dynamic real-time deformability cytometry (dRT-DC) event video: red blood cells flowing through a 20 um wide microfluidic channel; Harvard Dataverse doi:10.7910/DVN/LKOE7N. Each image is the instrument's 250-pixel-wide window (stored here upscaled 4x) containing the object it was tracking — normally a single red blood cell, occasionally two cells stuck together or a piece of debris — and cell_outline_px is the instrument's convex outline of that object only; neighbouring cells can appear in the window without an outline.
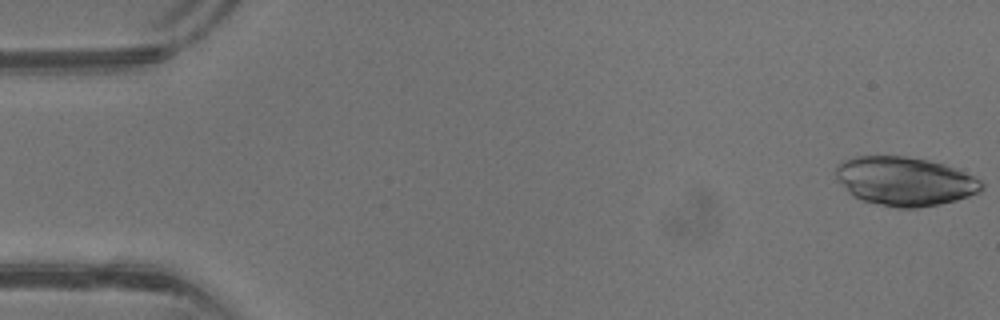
{"species": "common noctule bat (a hibernating species)", "species_latin": "Nyctalus noctula", "temperature_condition": "warm", "stored_images_in_passage": 40, "camera_frame_rate_fps": 3000, "um_per_image_px": 0.085, "animal": {"sex": "male", "body_mass_g": 13.3}, "frame": {"image": 1, "passage_image": 1, "time_ms": 0.0, "image_size_px": [1000, 320], "cell_outline_px": [[984, 188], [980, 192], [956, 200], [940, 204], [916, 208], [896, 208], [860, 200], [852, 196], [848, 192], [836, 176], [836, 164], [844, 160], [856, 156], [904, 156], [928, 160], [952, 168], [972, 176], [980, 180], [984, 184]], "centroid_in_image_um": [76.88, 15.42], "position_along_channel_um": 8.1, "area_um2": 41.27}}
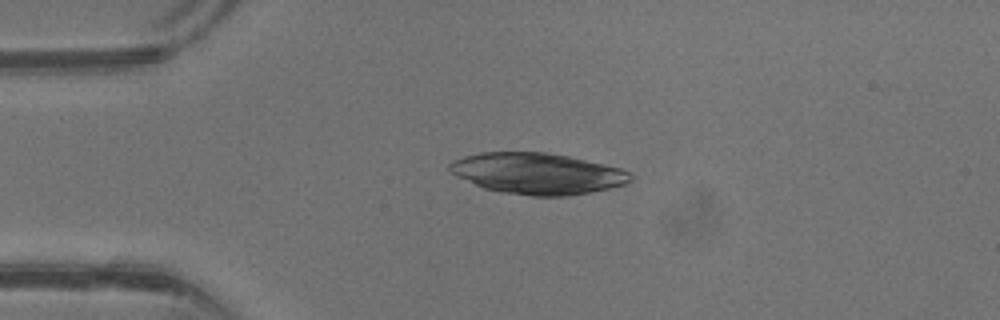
{"frame": {"image": 2, "passage_image": 10, "time_ms": 3.0, "image_size_px": [1000, 320], "cell_outline_px": [[632, 180], [624, 184], [608, 188], [568, 196], [532, 196], [500, 192], [484, 188], [456, 176], [448, 168], [448, 164], [452, 160], [464, 156], [480, 152], [544, 152], [568, 156], [604, 164], [620, 168], [628, 172], [632, 176]], "centroid_in_image_um": [45.64, 14.74], "position_along_channel_um": 39.4, "area_um2": 43.23}}